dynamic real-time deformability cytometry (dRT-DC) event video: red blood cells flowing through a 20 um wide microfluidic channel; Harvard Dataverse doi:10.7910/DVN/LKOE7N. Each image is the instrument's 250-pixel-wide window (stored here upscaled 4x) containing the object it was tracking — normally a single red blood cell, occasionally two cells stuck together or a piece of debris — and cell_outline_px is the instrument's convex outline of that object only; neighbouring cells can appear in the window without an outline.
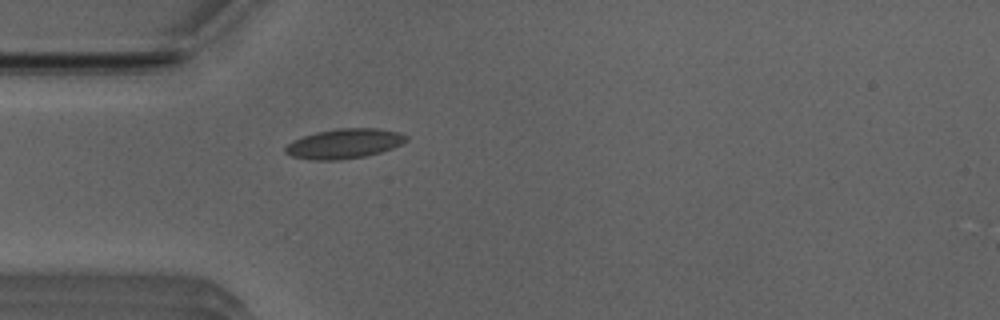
{"species": "Egyptian fruit bat (a non-hibernating species)", "species_latin": "Rousettus aegyptiacus", "temperature_condition": "room temperature", "stored_images_in_passage": 38, "camera_frame_rate_fps": 3000, "um_per_image_px": 0.085, "animal": {"sex": "male"}, "frame": {"image": 1, "passage_image": 1, "time_ms": 0.0, "image_size_px": [1000, 320], "cell_outline_px": [[408, 140], [392, 148], [368, 156], [336, 160], [312, 160], [292, 156], [284, 152], [284, 148], [292, 140], [316, 132], [340, 128], [380, 128], [400, 132], [408, 136]], "centroid_in_image_um": [29.27, 12.2], "position_along_channel_um": 55.7, "area_um2": 21.04}}
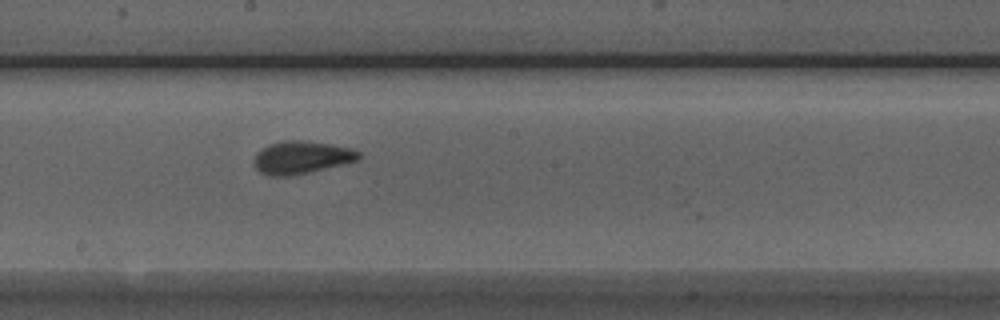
{"frame": {"image": 2, "passage_image": 14, "time_ms": 4.333, "image_size_px": [1000, 320], "cell_outline_px": [[364, 156], [356, 160], [308, 172], [288, 176], [268, 176], [260, 172], [252, 164], [252, 160], [256, 152], [260, 148], [268, 144], [284, 140], [304, 140], [352, 148], [360, 152]], "centroid_in_image_um": [25.55, 13.37], "position_along_channel_um": 222.6, "area_um2": 20.06}}
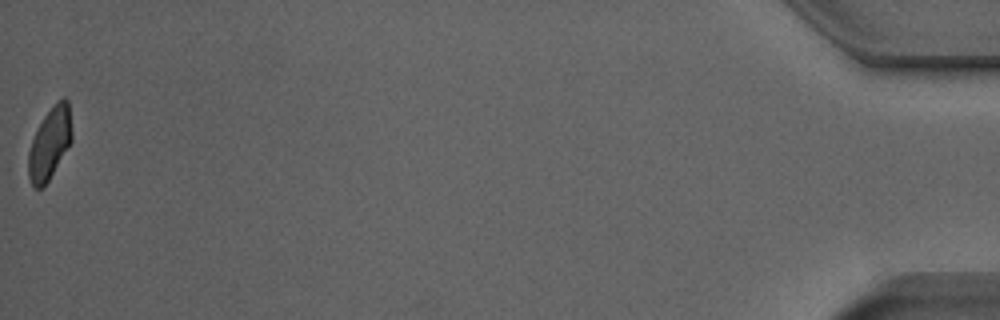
{"frame": {"image": 3, "passage_image": 38, "time_ms": 12.333, "image_size_px": [1000, 320], "cell_outline_px": [[72, 140], [44, 188], [36, 188], [32, 184], [28, 176], [28, 152], [32, 140], [44, 116], [56, 100], [64, 96], [68, 100], [72, 132]], "centroid_in_image_um": [4.23, 12.17], "position_along_channel_um": 431.0, "area_um2": 18.09}, "authors_computed_cell_mechanics": {"area_um2": 19.1607, "velocity_mm_per_s": 3.9382, "shape_relaxation_time_tau1_ms": 4.628, "shape_relaxation_time_tau2_ms": 1.0922, "deformation_change_tau1": 0.1292, "deformation_change_tau2": 0.0593}}